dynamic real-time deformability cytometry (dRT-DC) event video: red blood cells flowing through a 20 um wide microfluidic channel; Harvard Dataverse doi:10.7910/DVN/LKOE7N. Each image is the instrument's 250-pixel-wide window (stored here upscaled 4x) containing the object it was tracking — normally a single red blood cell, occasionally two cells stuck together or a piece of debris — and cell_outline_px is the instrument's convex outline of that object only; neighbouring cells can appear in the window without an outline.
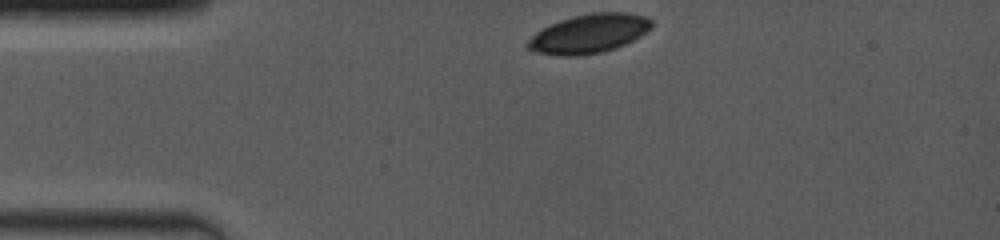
{"species": "common noctule bat (a hibernating species)", "species_latin": "Nyctalus noctula", "temperature_condition": "room temperature", "stored_images_in_passage": 19, "camera_frame_rate_fps": 4000, "um_per_image_px": 0.085, "animal": {"sex": "female", "body_mass_g": 19.0, "forearm_length_mm": 53.3}, "frame": {"image": 1, "passage_image": 1, "time_ms": 0.0, "image_size_px": [1000, 240], "cell_outline_px": [[652, 28], [648, 32], [616, 48], [600, 52], [576, 56], [564, 56], [532, 52], [524, 48], [524, 44], [536, 32], [560, 20], [592, 12], [628, 12], [648, 16], [652, 20]], "centroid_in_image_um": [50.07, 2.86], "position_along_channel_um": 34.9, "area_um2": 28.32}}
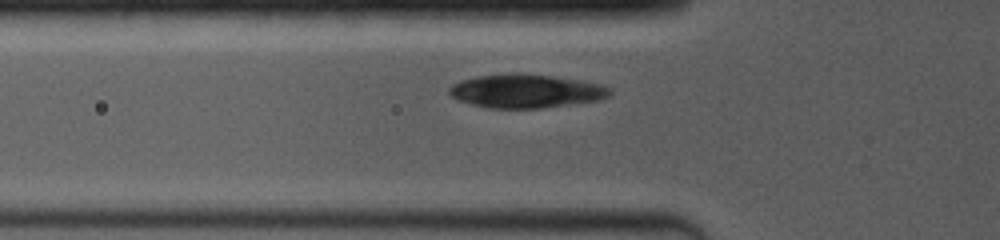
{"frame": {"image": 2, "passage_image": 16, "time_ms": 2.25, "image_size_px": [1000, 240], "cell_outline_px": [[612, 92], [608, 96], [600, 100], [540, 108], [488, 108], [456, 100], [448, 92], [448, 88], [452, 84], [460, 80], [476, 76], [508, 72], [520, 72], [552, 76], [580, 80], [600, 84], [612, 88]], "centroid_in_image_um": [44.67, 7.72], "position_along_channel_um": 81.1, "area_um2": 31.85}}